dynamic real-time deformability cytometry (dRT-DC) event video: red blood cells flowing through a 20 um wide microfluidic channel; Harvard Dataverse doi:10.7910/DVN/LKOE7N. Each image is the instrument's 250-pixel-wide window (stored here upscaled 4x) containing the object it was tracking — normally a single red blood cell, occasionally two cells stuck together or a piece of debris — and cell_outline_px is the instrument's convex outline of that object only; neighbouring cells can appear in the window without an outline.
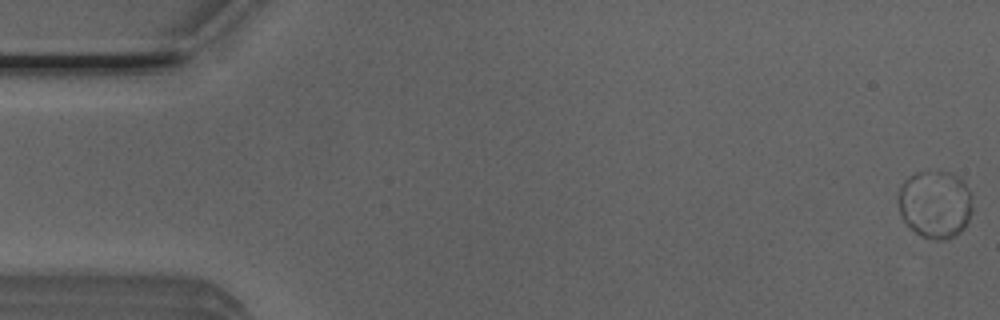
{"species": "Egyptian fruit bat (a non-hibernating species)", "species_latin": "Rousettus aegyptiacus", "temperature_condition": "room temperature", "stored_images_in_passage": 12, "camera_frame_rate_fps": 3000, "um_per_image_px": 0.085, "animal": {"sex": "male"}, "frame": {"image": 1, "passage_image": 1, "time_ms": 0.0, "image_size_px": [1000, 320], "cell_outline_px": [[972, 212], [964, 228], [960, 232], [944, 240], [932, 240], [920, 236], [904, 220], [900, 212], [896, 200], [896, 196], [904, 180], [916, 172], [948, 172], [964, 180], [972, 196]], "centroid_in_image_um": [79.48, 17.36], "position_along_channel_um": 5.5, "area_um2": 29.54}}